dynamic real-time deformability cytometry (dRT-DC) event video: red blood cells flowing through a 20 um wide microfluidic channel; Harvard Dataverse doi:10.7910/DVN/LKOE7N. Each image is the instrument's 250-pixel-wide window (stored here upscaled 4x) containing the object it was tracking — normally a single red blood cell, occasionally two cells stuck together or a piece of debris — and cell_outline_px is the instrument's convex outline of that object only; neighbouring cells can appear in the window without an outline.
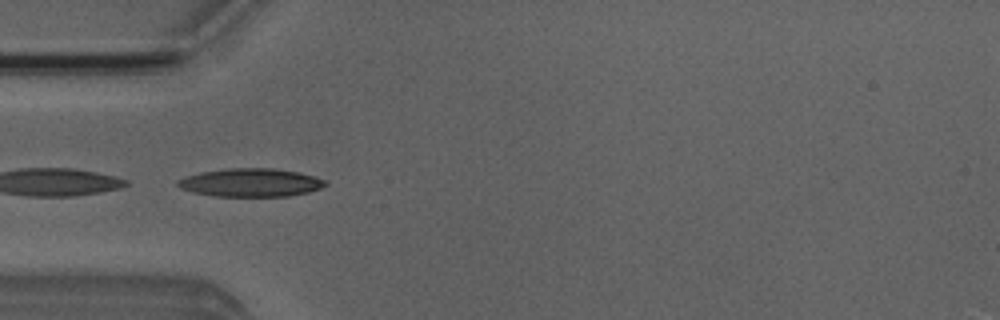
{"species": "Egyptian fruit bat (a non-hibernating species)", "species_latin": "Rousettus aegyptiacus", "temperature_condition": "room temperature", "stored_images_in_passage": 5, "camera_frame_rate_fps": 3000, "um_per_image_px": 0.085, "animal": {"sex": "male"}, "frame": {"image": 1, "passage_image": 4, "time_ms": 3.333, "image_size_px": [1000, 320], "cell_outline_px": [[328, 184], [320, 188], [308, 192], [288, 196], [216, 196], [192, 192], [180, 188], [176, 184], [176, 180], [184, 176], [200, 172], [228, 168], [272, 168], [296, 172], [312, 176], [324, 180]], "centroid_in_image_um": [21.24, 15.52], "position_along_channel_um": 63.8, "area_um2": 24.22}}